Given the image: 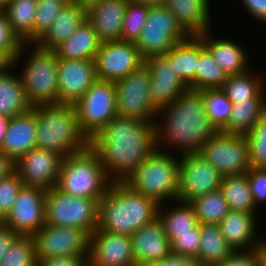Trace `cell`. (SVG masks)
I'll return each instance as SVG.
<instances>
[{
    "label": "cell",
    "mask_w": 266,
    "mask_h": 266,
    "mask_svg": "<svg viewBox=\"0 0 266 266\" xmlns=\"http://www.w3.org/2000/svg\"><path fill=\"white\" fill-rule=\"evenodd\" d=\"M112 182H124L157 150L154 121L114 117L90 141Z\"/></svg>",
    "instance_id": "1"
},
{
    "label": "cell",
    "mask_w": 266,
    "mask_h": 266,
    "mask_svg": "<svg viewBox=\"0 0 266 266\" xmlns=\"http://www.w3.org/2000/svg\"><path fill=\"white\" fill-rule=\"evenodd\" d=\"M155 124L158 150L172 152L175 149L180 155L198 152L219 132L206 114L202 94L193 90H188L158 111ZM164 145L168 146L167 150Z\"/></svg>",
    "instance_id": "2"
},
{
    "label": "cell",
    "mask_w": 266,
    "mask_h": 266,
    "mask_svg": "<svg viewBox=\"0 0 266 266\" xmlns=\"http://www.w3.org/2000/svg\"><path fill=\"white\" fill-rule=\"evenodd\" d=\"M158 208L153 199L125 182H112L99 203L98 229L131 236L158 217Z\"/></svg>",
    "instance_id": "3"
},
{
    "label": "cell",
    "mask_w": 266,
    "mask_h": 266,
    "mask_svg": "<svg viewBox=\"0 0 266 266\" xmlns=\"http://www.w3.org/2000/svg\"><path fill=\"white\" fill-rule=\"evenodd\" d=\"M31 110L37 120L36 148L65 158L89 146V140L80 130L74 105H37Z\"/></svg>",
    "instance_id": "4"
},
{
    "label": "cell",
    "mask_w": 266,
    "mask_h": 266,
    "mask_svg": "<svg viewBox=\"0 0 266 266\" xmlns=\"http://www.w3.org/2000/svg\"><path fill=\"white\" fill-rule=\"evenodd\" d=\"M27 49L30 51L29 54ZM25 55L27 56L24 61L22 56ZM18 62L23 65L19 69L21 71L19 76L29 104L32 107L58 104V57L56 54L53 51L40 49L35 44H23L16 57V66Z\"/></svg>",
    "instance_id": "5"
},
{
    "label": "cell",
    "mask_w": 266,
    "mask_h": 266,
    "mask_svg": "<svg viewBox=\"0 0 266 266\" xmlns=\"http://www.w3.org/2000/svg\"><path fill=\"white\" fill-rule=\"evenodd\" d=\"M111 183L98 154L88 146L63 158L56 188L79 198L102 199Z\"/></svg>",
    "instance_id": "6"
},
{
    "label": "cell",
    "mask_w": 266,
    "mask_h": 266,
    "mask_svg": "<svg viewBox=\"0 0 266 266\" xmlns=\"http://www.w3.org/2000/svg\"><path fill=\"white\" fill-rule=\"evenodd\" d=\"M178 156V157H177ZM180 154L157 150L124 181L129 187L157 204L177 200ZM169 201V202H166Z\"/></svg>",
    "instance_id": "7"
},
{
    "label": "cell",
    "mask_w": 266,
    "mask_h": 266,
    "mask_svg": "<svg viewBox=\"0 0 266 266\" xmlns=\"http://www.w3.org/2000/svg\"><path fill=\"white\" fill-rule=\"evenodd\" d=\"M100 200L67 195L54 187L46 192L45 222L52 226L80 228L90 236L99 225Z\"/></svg>",
    "instance_id": "8"
},
{
    "label": "cell",
    "mask_w": 266,
    "mask_h": 266,
    "mask_svg": "<svg viewBox=\"0 0 266 266\" xmlns=\"http://www.w3.org/2000/svg\"><path fill=\"white\" fill-rule=\"evenodd\" d=\"M188 37L175 15L165 5L150 6L146 23L134 44L145 59L164 55L175 44Z\"/></svg>",
    "instance_id": "9"
},
{
    "label": "cell",
    "mask_w": 266,
    "mask_h": 266,
    "mask_svg": "<svg viewBox=\"0 0 266 266\" xmlns=\"http://www.w3.org/2000/svg\"><path fill=\"white\" fill-rule=\"evenodd\" d=\"M74 107L80 130L90 141L117 116L115 82L97 79Z\"/></svg>",
    "instance_id": "10"
},
{
    "label": "cell",
    "mask_w": 266,
    "mask_h": 266,
    "mask_svg": "<svg viewBox=\"0 0 266 266\" xmlns=\"http://www.w3.org/2000/svg\"><path fill=\"white\" fill-rule=\"evenodd\" d=\"M224 176L246 174L251 168L249 143L245 135L219 131L198 151Z\"/></svg>",
    "instance_id": "11"
},
{
    "label": "cell",
    "mask_w": 266,
    "mask_h": 266,
    "mask_svg": "<svg viewBox=\"0 0 266 266\" xmlns=\"http://www.w3.org/2000/svg\"><path fill=\"white\" fill-rule=\"evenodd\" d=\"M115 87L118 117L156 121L158 110L151 103L150 77L145 64L115 82Z\"/></svg>",
    "instance_id": "12"
},
{
    "label": "cell",
    "mask_w": 266,
    "mask_h": 266,
    "mask_svg": "<svg viewBox=\"0 0 266 266\" xmlns=\"http://www.w3.org/2000/svg\"><path fill=\"white\" fill-rule=\"evenodd\" d=\"M33 239L38 262L62 256L84 257L88 261L90 236L80 228L45 223Z\"/></svg>",
    "instance_id": "13"
},
{
    "label": "cell",
    "mask_w": 266,
    "mask_h": 266,
    "mask_svg": "<svg viewBox=\"0 0 266 266\" xmlns=\"http://www.w3.org/2000/svg\"><path fill=\"white\" fill-rule=\"evenodd\" d=\"M221 173L198 152L180 156L177 200L191 202L220 189Z\"/></svg>",
    "instance_id": "14"
},
{
    "label": "cell",
    "mask_w": 266,
    "mask_h": 266,
    "mask_svg": "<svg viewBox=\"0 0 266 266\" xmlns=\"http://www.w3.org/2000/svg\"><path fill=\"white\" fill-rule=\"evenodd\" d=\"M97 77L117 82L144 65V58L134 42H103L95 57Z\"/></svg>",
    "instance_id": "15"
},
{
    "label": "cell",
    "mask_w": 266,
    "mask_h": 266,
    "mask_svg": "<svg viewBox=\"0 0 266 266\" xmlns=\"http://www.w3.org/2000/svg\"><path fill=\"white\" fill-rule=\"evenodd\" d=\"M63 158L53 152L33 148L15 162L23 186L50 191L57 186Z\"/></svg>",
    "instance_id": "16"
},
{
    "label": "cell",
    "mask_w": 266,
    "mask_h": 266,
    "mask_svg": "<svg viewBox=\"0 0 266 266\" xmlns=\"http://www.w3.org/2000/svg\"><path fill=\"white\" fill-rule=\"evenodd\" d=\"M46 191L22 186L13 208L5 217V226L22 236H33L45 222Z\"/></svg>",
    "instance_id": "17"
},
{
    "label": "cell",
    "mask_w": 266,
    "mask_h": 266,
    "mask_svg": "<svg viewBox=\"0 0 266 266\" xmlns=\"http://www.w3.org/2000/svg\"><path fill=\"white\" fill-rule=\"evenodd\" d=\"M97 79L95 60L58 59V104L74 105Z\"/></svg>",
    "instance_id": "18"
},
{
    "label": "cell",
    "mask_w": 266,
    "mask_h": 266,
    "mask_svg": "<svg viewBox=\"0 0 266 266\" xmlns=\"http://www.w3.org/2000/svg\"><path fill=\"white\" fill-rule=\"evenodd\" d=\"M88 266H136L130 235L99 230L90 235Z\"/></svg>",
    "instance_id": "19"
},
{
    "label": "cell",
    "mask_w": 266,
    "mask_h": 266,
    "mask_svg": "<svg viewBox=\"0 0 266 266\" xmlns=\"http://www.w3.org/2000/svg\"><path fill=\"white\" fill-rule=\"evenodd\" d=\"M144 64L149 71L151 103L158 111L189 90L163 55L145 58Z\"/></svg>",
    "instance_id": "20"
},
{
    "label": "cell",
    "mask_w": 266,
    "mask_h": 266,
    "mask_svg": "<svg viewBox=\"0 0 266 266\" xmlns=\"http://www.w3.org/2000/svg\"><path fill=\"white\" fill-rule=\"evenodd\" d=\"M131 240L136 266H150L172 254L171 243L158 217L134 232Z\"/></svg>",
    "instance_id": "21"
},
{
    "label": "cell",
    "mask_w": 266,
    "mask_h": 266,
    "mask_svg": "<svg viewBox=\"0 0 266 266\" xmlns=\"http://www.w3.org/2000/svg\"><path fill=\"white\" fill-rule=\"evenodd\" d=\"M127 4L128 0H102L86 10V22L101 43L121 41Z\"/></svg>",
    "instance_id": "22"
},
{
    "label": "cell",
    "mask_w": 266,
    "mask_h": 266,
    "mask_svg": "<svg viewBox=\"0 0 266 266\" xmlns=\"http://www.w3.org/2000/svg\"><path fill=\"white\" fill-rule=\"evenodd\" d=\"M37 120L30 109L24 114L9 118L0 151L15 162L31 149L36 148Z\"/></svg>",
    "instance_id": "23"
},
{
    "label": "cell",
    "mask_w": 266,
    "mask_h": 266,
    "mask_svg": "<svg viewBox=\"0 0 266 266\" xmlns=\"http://www.w3.org/2000/svg\"><path fill=\"white\" fill-rule=\"evenodd\" d=\"M256 214L229 210L219 223L221 233L234 251H249L257 248L259 236ZM257 226V227H256Z\"/></svg>",
    "instance_id": "24"
},
{
    "label": "cell",
    "mask_w": 266,
    "mask_h": 266,
    "mask_svg": "<svg viewBox=\"0 0 266 266\" xmlns=\"http://www.w3.org/2000/svg\"><path fill=\"white\" fill-rule=\"evenodd\" d=\"M212 34L213 32L208 30L198 37L227 76L250 70L248 68L249 56L245 48L231 38H214Z\"/></svg>",
    "instance_id": "25"
},
{
    "label": "cell",
    "mask_w": 266,
    "mask_h": 266,
    "mask_svg": "<svg viewBox=\"0 0 266 266\" xmlns=\"http://www.w3.org/2000/svg\"><path fill=\"white\" fill-rule=\"evenodd\" d=\"M84 22H86V9L70 0L35 45L40 49L53 51L71 37Z\"/></svg>",
    "instance_id": "26"
},
{
    "label": "cell",
    "mask_w": 266,
    "mask_h": 266,
    "mask_svg": "<svg viewBox=\"0 0 266 266\" xmlns=\"http://www.w3.org/2000/svg\"><path fill=\"white\" fill-rule=\"evenodd\" d=\"M211 0H166V8L189 36L211 30Z\"/></svg>",
    "instance_id": "27"
},
{
    "label": "cell",
    "mask_w": 266,
    "mask_h": 266,
    "mask_svg": "<svg viewBox=\"0 0 266 266\" xmlns=\"http://www.w3.org/2000/svg\"><path fill=\"white\" fill-rule=\"evenodd\" d=\"M179 78L189 88L196 91V67L199 62V37L189 36L175 44L163 55Z\"/></svg>",
    "instance_id": "28"
},
{
    "label": "cell",
    "mask_w": 266,
    "mask_h": 266,
    "mask_svg": "<svg viewBox=\"0 0 266 266\" xmlns=\"http://www.w3.org/2000/svg\"><path fill=\"white\" fill-rule=\"evenodd\" d=\"M252 72L253 70H247L241 74L230 75L224 81L220 89L232 103L248 100H266V79L263 78L265 76L256 75L255 72Z\"/></svg>",
    "instance_id": "29"
},
{
    "label": "cell",
    "mask_w": 266,
    "mask_h": 266,
    "mask_svg": "<svg viewBox=\"0 0 266 266\" xmlns=\"http://www.w3.org/2000/svg\"><path fill=\"white\" fill-rule=\"evenodd\" d=\"M100 44L97 33L87 22H84L71 37L56 47L53 52L58 59L94 60Z\"/></svg>",
    "instance_id": "30"
},
{
    "label": "cell",
    "mask_w": 266,
    "mask_h": 266,
    "mask_svg": "<svg viewBox=\"0 0 266 266\" xmlns=\"http://www.w3.org/2000/svg\"><path fill=\"white\" fill-rule=\"evenodd\" d=\"M173 203L176 205H170L172 207L170 210L167 204H161L158 208V218L163 224L165 235L169 241L175 238L176 234L193 233V228L199 224L190 202L175 200L170 204ZM164 205H167V210Z\"/></svg>",
    "instance_id": "31"
},
{
    "label": "cell",
    "mask_w": 266,
    "mask_h": 266,
    "mask_svg": "<svg viewBox=\"0 0 266 266\" xmlns=\"http://www.w3.org/2000/svg\"><path fill=\"white\" fill-rule=\"evenodd\" d=\"M18 72L0 75V115L13 118L31 109Z\"/></svg>",
    "instance_id": "32"
},
{
    "label": "cell",
    "mask_w": 266,
    "mask_h": 266,
    "mask_svg": "<svg viewBox=\"0 0 266 266\" xmlns=\"http://www.w3.org/2000/svg\"><path fill=\"white\" fill-rule=\"evenodd\" d=\"M200 236L196 257L200 266H214L234 252L223 237L219 224H200Z\"/></svg>",
    "instance_id": "33"
},
{
    "label": "cell",
    "mask_w": 266,
    "mask_h": 266,
    "mask_svg": "<svg viewBox=\"0 0 266 266\" xmlns=\"http://www.w3.org/2000/svg\"><path fill=\"white\" fill-rule=\"evenodd\" d=\"M266 112V100L233 103L227 125L221 130L228 134L247 135Z\"/></svg>",
    "instance_id": "34"
},
{
    "label": "cell",
    "mask_w": 266,
    "mask_h": 266,
    "mask_svg": "<svg viewBox=\"0 0 266 266\" xmlns=\"http://www.w3.org/2000/svg\"><path fill=\"white\" fill-rule=\"evenodd\" d=\"M36 0H11L4 13L13 32L24 44H33Z\"/></svg>",
    "instance_id": "35"
},
{
    "label": "cell",
    "mask_w": 266,
    "mask_h": 266,
    "mask_svg": "<svg viewBox=\"0 0 266 266\" xmlns=\"http://www.w3.org/2000/svg\"><path fill=\"white\" fill-rule=\"evenodd\" d=\"M220 190L230 210L257 214L258 209L253 201L247 173L222 177Z\"/></svg>",
    "instance_id": "36"
},
{
    "label": "cell",
    "mask_w": 266,
    "mask_h": 266,
    "mask_svg": "<svg viewBox=\"0 0 266 266\" xmlns=\"http://www.w3.org/2000/svg\"><path fill=\"white\" fill-rule=\"evenodd\" d=\"M226 73L214 60L199 38V62L196 67V91L220 89L227 79Z\"/></svg>",
    "instance_id": "37"
},
{
    "label": "cell",
    "mask_w": 266,
    "mask_h": 266,
    "mask_svg": "<svg viewBox=\"0 0 266 266\" xmlns=\"http://www.w3.org/2000/svg\"><path fill=\"white\" fill-rule=\"evenodd\" d=\"M190 204L199 224H219L230 210L220 189L199 196Z\"/></svg>",
    "instance_id": "38"
},
{
    "label": "cell",
    "mask_w": 266,
    "mask_h": 266,
    "mask_svg": "<svg viewBox=\"0 0 266 266\" xmlns=\"http://www.w3.org/2000/svg\"><path fill=\"white\" fill-rule=\"evenodd\" d=\"M199 92L205 103L206 114L221 131L228 123L233 103L221 89H206Z\"/></svg>",
    "instance_id": "39"
},
{
    "label": "cell",
    "mask_w": 266,
    "mask_h": 266,
    "mask_svg": "<svg viewBox=\"0 0 266 266\" xmlns=\"http://www.w3.org/2000/svg\"><path fill=\"white\" fill-rule=\"evenodd\" d=\"M0 266H38L33 236L20 235L0 260Z\"/></svg>",
    "instance_id": "40"
},
{
    "label": "cell",
    "mask_w": 266,
    "mask_h": 266,
    "mask_svg": "<svg viewBox=\"0 0 266 266\" xmlns=\"http://www.w3.org/2000/svg\"><path fill=\"white\" fill-rule=\"evenodd\" d=\"M150 6L128 1L126 6L121 41L135 42L143 29Z\"/></svg>",
    "instance_id": "41"
},
{
    "label": "cell",
    "mask_w": 266,
    "mask_h": 266,
    "mask_svg": "<svg viewBox=\"0 0 266 266\" xmlns=\"http://www.w3.org/2000/svg\"><path fill=\"white\" fill-rule=\"evenodd\" d=\"M70 0H40L36 6L33 23V44H35L52 25L59 11Z\"/></svg>",
    "instance_id": "42"
},
{
    "label": "cell",
    "mask_w": 266,
    "mask_h": 266,
    "mask_svg": "<svg viewBox=\"0 0 266 266\" xmlns=\"http://www.w3.org/2000/svg\"><path fill=\"white\" fill-rule=\"evenodd\" d=\"M245 136L249 143L252 167L266 168V112Z\"/></svg>",
    "instance_id": "43"
},
{
    "label": "cell",
    "mask_w": 266,
    "mask_h": 266,
    "mask_svg": "<svg viewBox=\"0 0 266 266\" xmlns=\"http://www.w3.org/2000/svg\"><path fill=\"white\" fill-rule=\"evenodd\" d=\"M170 243L172 254L196 258L201 243L200 224L193 228V233L176 234Z\"/></svg>",
    "instance_id": "44"
},
{
    "label": "cell",
    "mask_w": 266,
    "mask_h": 266,
    "mask_svg": "<svg viewBox=\"0 0 266 266\" xmlns=\"http://www.w3.org/2000/svg\"><path fill=\"white\" fill-rule=\"evenodd\" d=\"M23 183L16 171L0 180V211L6 217L13 208Z\"/></svg>",
    "instance_id": "45"
},
{
    "label": "cell",
    "mask_w": 266,
    "mask_h": 266,
    "mask_svg": "<svg viewBox=\"0 0 266 266\" xmlns=\"http://www.w3.org/2000/svg\"><path fill=\"white\" fill-rule=\"evenodd\" d=\"M254 204L258 209L266 201V168L252 167L247 172Z\"/></svg>",
    "instance_id": "46"
},
{
    "label": "cell",
    "mask_w": 266,
    "mask_h": 266,
    "mask_svg": "<svg viewBox=\"0 0 266 266\" xmlns=\"http://www.w3.org/2000/svg\"><path fill=\"white\" fill-rule=\"evenodd\" d=\"M214 266H260L258 250L234 251Z\"/></svg>",
    "instance_id": "47"
},
{
    "label": "cell",
    "mask_w": 266,
    "mask_h": 266,
    "mask_svg": "<svg viewBox=\"0 0 266 266\" xmlns=\"http://www.w3.org/2000/svg\"><path fill=\"white\" fill-rule=\"evenodd\" d=\"M24 43L13 32L4 12H0V50H20Z\"/></svg>",
    "instance_id": "48"
},
{
    "label": "cell",
    "mask_w": 266,
    "mask_h": 266,
    "mask_svg": "<svg viewBox=\"0 0 266 266\" xmlns=\"http://www.w3.org/2000/svg\"><path fill=\"white\" fill-rule=\"evenodd\" d=\"M38 266H88L84 257L62 256L41 260Z\"/></svg>",
    "instance_id": "49"
},
{
    "label": "cell",
    "mask_w": 266,
    "mask_h": 266,
    "mask_svg": "<svg viewBox=\"0 0 266 266\" xmlns=\"http://www.w3.org/2000/svg\"><path fill=\"white\" fill-rule=\"evenodd\" d=\"M243 8L253 18L266 23V0H242Z\"/></svg>",
    "instance_id": "50"
},
{
    "label": "cell",
    "mask_w": 266,
    "mask_h": 266,
    "mask_svg": "<svg viewBox=\"0 0 266 266\" xmlns=\"http://www.w3.org/2000/svg\"><path fill=\"white\" fill-rule=\"evenodd\" d=\"M150 266H200L195 257L178 256L171 254L164 260Z\"/></svg>",
    "instance_id": "51"
},
{
    "label": "cell",
    "mask_w": 266,
    "mask_h": 266,
    "mask_svg": "<svg viewBox=\"0 0 266 266\" xmlns=\"http://www.w3.org/2000/svg\"><path fill=\"white\" fill-rule=\"evenodd\" d=\"M20 235L6 226L0 227V260L8 253L11 245Z\"/></svg>",
    "instance_id": "52"
},
{
    "label": "cell",
    "mask_w": 266,
    "mask_h": 266,
    "mask_svg": "<svg viewBox=\"0 0 266 266\" xmlns=\"http://www.w3.org/2000/svg\"><path fill=\"white\" fill-rule=\"evenodd\" d=\"M20 50H0V75L16 69V57Z\"/></svg>",
    "instance_id": "53"
},
{
    "label": "cell",
    "mask_w": 266,
    "mask_h": 266,
    "mask_svg": "<svg viewBox=\"0 0 266 266\" xmlns=\"http://www.w3.org/2000/svg\"><path fill=\"white\" fill-rule=\"evenodd\" d=\"M16 171L15 161L0 151V180Z\"/></svg>",
    "instance_id": "54"
},
{
    "label": "cell",
    "mask_w": 266,
    "mask_h": 266,
    "mask_svg": "<svg viewBox=\"0 0 266 266\" xmlns=\"http://www.w3.org/2000/svg\"><path fill=\"white\" fill-rule=\"evenodd\" d=\"M262 238V239H261ZM259 238L257 250L260 258V266H266V238Z\"/></svg>",
    "instance_id": "55"
},
{
    "label": "cell",
    "mask_w": 266,
    "mask_h": 266,
    "mask_svg": "<svg viewBox=\"0 0 266 266\" xmlns=\"http://www.w3.org/2000/svg\"><path fill=\"white\" fill-rule=\"evenodd\" d=\"M8 122H9V118L7 116L0 115V146L3 143Z\"/></svg>",
    "instance_id": "56"
},
{
    "label": "cell",
    "mask_w": 266,
    "mask_h": 266,
    "mask_svg": "<svg viewBox=\"0 0 266 266\" xmlns=\"http://www.w3.org/2000/svg\"><path fill=\"white\" fill-rule=\"evenodd\" d=\"M133 3H143L148 6H163L166 0H128Z\"/></svg>",
    "instance_id": "57"
},
{
    "label": "cell",
    "mask_w": 266,
    "mask_h": 266,
    "mask_svg": "<svg viewBox=\"0 0 266 266\" xmlns=\"http://www.w3.org/2000/svg\"><path fill=\"white\" fill-rule=\"evenodd\" d=\"M84 9H88L93 5L98 4L102 0H72Z\"/></svg>",
    "instance_id": "58"
},
{
    "label": "cell",
    "mask_w": 266,
    "mask_h": 266,
    "mask_svg": "<svg viewBox=\"0 0 266 266\" xmlns=\"http://www.w3.org/2000/svg\"><path fill=\"white\" fill-rule=\"evenodd\" d=\"M11 0H0V12H4Z\"/></svg>",
    "instance_id": "59"
},
{
    "label": "cell",
    "mask_w": 266,
    "mask_h": 266,
    "mask_svg": "<svg viewBox=\"0 0 266 266\" xmlns=\"http://www.w3.org/2000/svg\"><path fill=\"white\" fill-rule=\"evenodd\" d=\"M4 226H5V216L0 211V227H4Z\"/></svg>",
    "instance_id": "60"
}]
</instances>
